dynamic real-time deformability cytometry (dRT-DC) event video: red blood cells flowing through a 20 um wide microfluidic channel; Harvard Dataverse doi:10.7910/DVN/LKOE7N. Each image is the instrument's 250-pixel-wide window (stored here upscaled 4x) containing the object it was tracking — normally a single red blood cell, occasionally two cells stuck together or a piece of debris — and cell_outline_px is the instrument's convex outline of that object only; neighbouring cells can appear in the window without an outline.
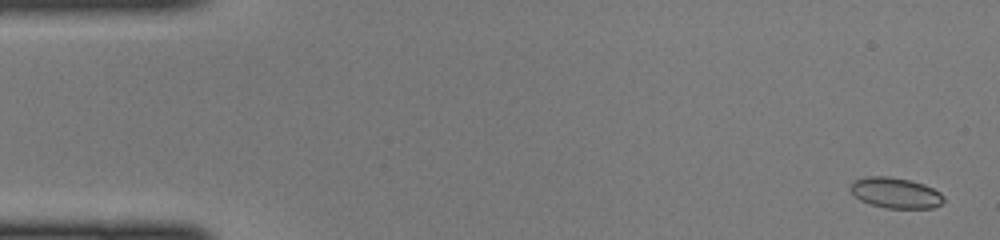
{"species": "common noctule bat (a hibernating species)", "species_latin": "Nyctalus noctula", "temperature_condition": "cold", "stored_images_in_passage": 47, "camera_frame_rate_fps": 3000, "um_per_image_px": 0.085, "animal": {"sex": "female", "body_mass_g": 22.0, "forearm_length_mm": 56.7}, "frame": {"image": 1, "passage_image": 2, "time_ms": 0.333, "image_size_px": [1000, 240], "cell_outline_px": [[944, 200], [940, 204], [932, 208], [884, 208], [860, 200], [848, 188], [848, 184], [852, 180], [864, 176], [888, 176], [908, 180], [924, 184], [940, 192], [944, 196]], "centroid_in_image_um": [76.07, 16.38], "position_along_channel_um": 8.9, "area_um2": 16.76}}
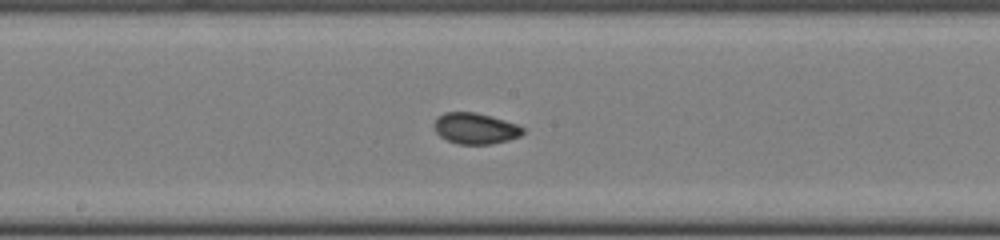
{"frame": {"image": 2, "passage_image": 25, "time_ms": 8.0, "image_size_px": [1000, 240], "cell_outline_px": [[524, 132], [520, 136], [508, 140], [492, 144], [456, 144], [440, 136], [436, 132], [432, 124], [436, 116], [444, 112], [476, 112], [492, 116], [516, 124], [524, 128]], "centroid_in_image_um": [40.37, 10.91], "position_along_channel_um": 207.8, "area_um2": 16.24}}
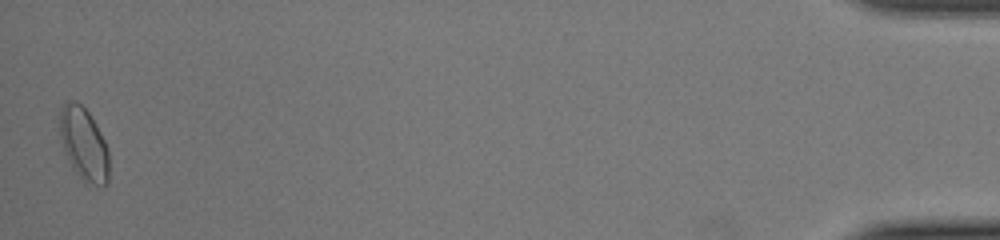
{"frame": {"image": 3, "passage_image": 47, "time_ms": 15.333, "image_size_px": [1000, 240], "cell_outline_px": [[108, 184], [84, 184], [72, 168], [64, 152], [60, 136], [56, 116], [60, 108], [68, 100], [76, 100], [88, 112], [100, 132], [104, 140], [108, 152]], "centroid_in_image_um": [7.06, 12.21], "position_along_channel_um": 428.1, "area_um2": 21.27}}